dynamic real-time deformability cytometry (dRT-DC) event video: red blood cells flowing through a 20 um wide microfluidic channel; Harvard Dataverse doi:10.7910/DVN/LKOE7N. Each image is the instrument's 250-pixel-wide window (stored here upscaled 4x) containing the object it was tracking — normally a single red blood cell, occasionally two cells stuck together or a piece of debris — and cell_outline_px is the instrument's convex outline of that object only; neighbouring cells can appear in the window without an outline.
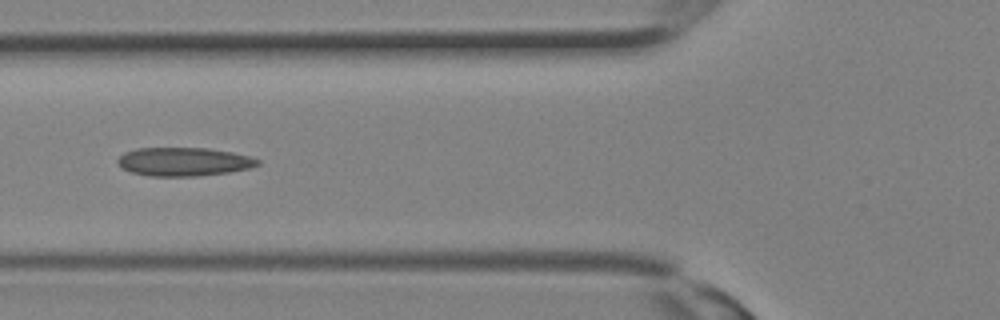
{"species": "Egyptian fruit bat (a non-hibernating species)", "species_latin": "Rousettus aegyptiacus", "temperature_condition": "room temperature", "stored_images_in_passage": 14, "camera_frame_rate_fps": 3000, "um_per_image_px": 0.085, "animal": {"sex": "female"}, "frame": {"image": 1, "passage_image": 5, "time_ms": 1.333, "image_size_px": [1000, 320], "cell_outline_px": [[260, 164], [248, 168], [228, 172], [200, 176], [148, 176], [132, 172], [124, 168], [116, 160], [124, 152], [136, 148], [208, 148], [232, 152], [248, 156], [260, 160]], "centroid_in_image_um": [15.62, 13.74], "position_along_channel_um": 110.2, "area_um2": 23.18}}
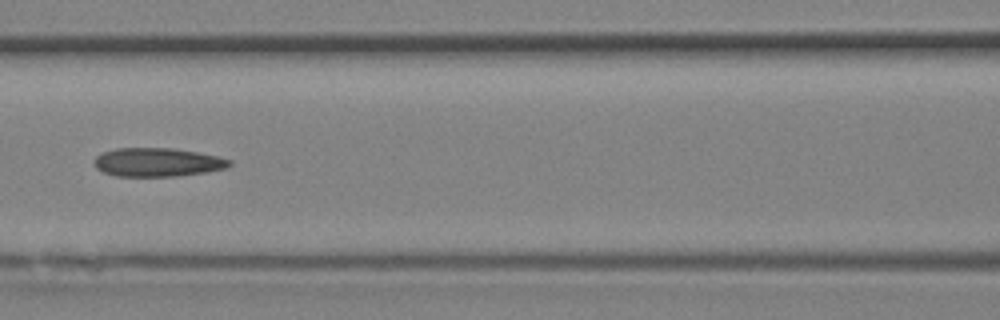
{"frame": {"image": 2, "passage_image": 7, "time_ms": 2.0, "image_size_px": [1000, 320], "cell_outline_px": [[232, 164], [228, 168], [204, 172], [172, 176], [116, 176], [104, 172], [96, 168], [96, 156], [100, 152], [116, 148], [176, 148], [216, 156], [232, 160]], "centroid_in_image_um": [13.39, 13.78], "position_along_channel_um": 153.2, "area_um2": 22.48}}
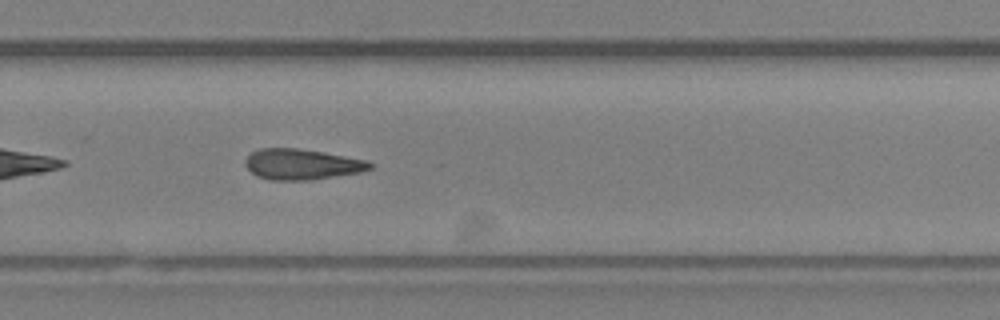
{"frame": {"image": 3, "passage_image": 14, "time_ms": 4.333, "image_size_px": [1000, 320], "cell_outline_px": [[372, 168], [360, 172], [308, 180], [268, 180], [256, 176], [244, 164], [244, 160], [252, 152], [260, 148], [296, 148], [324, 152], [368, 160], [372, 164]], "centroid_in_image_um": [25.64, 13.96], "position_along_channel_um": 304.2, "area_um2": 22.25}}